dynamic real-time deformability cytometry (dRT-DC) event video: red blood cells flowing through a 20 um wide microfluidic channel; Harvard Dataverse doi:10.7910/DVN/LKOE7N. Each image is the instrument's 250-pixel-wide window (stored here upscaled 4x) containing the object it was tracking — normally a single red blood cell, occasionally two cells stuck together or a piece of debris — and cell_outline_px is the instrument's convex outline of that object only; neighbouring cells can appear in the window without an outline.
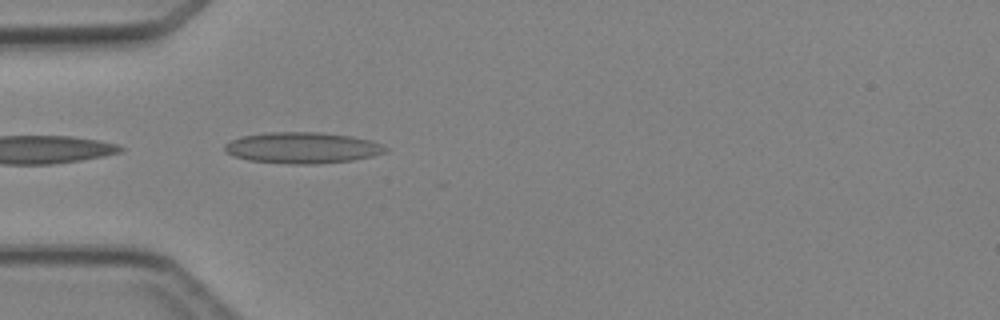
{"species": "Egyptian fruit bat (a non-hibernating species)", "species_latin": "Rousettus aegyptiacus", "temperature_condition": "cold", "stored_images_in_passage": 2, "camera_frame_rate_fps": 3000, "um_per_image_px": 0.085, "animal": {"sex": "female"}, "frame": {"image": 1, "passage_image": 2, "time_ms": 1.333, "image_size_px": [1000, 320], "cell_outline_px": [[388, 152], [372, 156], [352, 160], [320, 164], [288, 164], [248, 160], [232, 156], [224, 152], [224, 144], [240, 136], [268, 132], [320, 132], [348, 136], [368, 140], [380, 144], [388, 148]], "centroid_in_image_um": [25.65, 12.57], "position_along_channel_um": 59.3, "area_um2": 29.3}}